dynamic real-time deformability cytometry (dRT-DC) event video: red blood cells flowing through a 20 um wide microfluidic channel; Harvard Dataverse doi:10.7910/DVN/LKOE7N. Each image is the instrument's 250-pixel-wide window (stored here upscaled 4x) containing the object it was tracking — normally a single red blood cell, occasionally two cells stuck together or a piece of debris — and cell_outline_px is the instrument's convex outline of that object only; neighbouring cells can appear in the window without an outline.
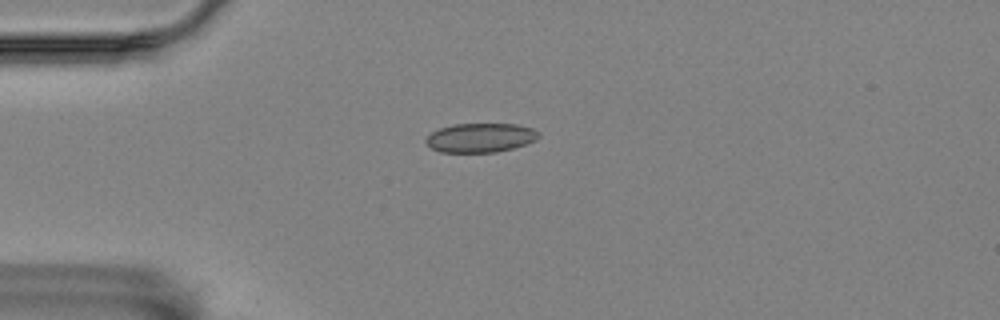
{"species": "Egyptian fruit bat (a non-hibernating species)", "species_latin": "Rousettus aegyptiacus", "temperature_condition": "room temperature", "stored_images_in_passage": 6, "camera_frame_rate_fps": 3000, "um_per_image_px": 0.085, "animal": {"sex": "female"}, "frame": {"image": 1, "passage_image": 2, "time_ms": 0.333, "image_size_px": [1000, 320], "cell_outline_px": [[540, 136], [536, 140], [512, 148], [496, 152], [440, 152], [432, 148], [424, 140], [432, 132], [440, 128], [452, 124], [516, 124], [532, 128], [540, 132]], "centroid_in_image_um": [40.85, 11.7], "position_along_channel_um": 44.2, "area_um2": 19.07}}
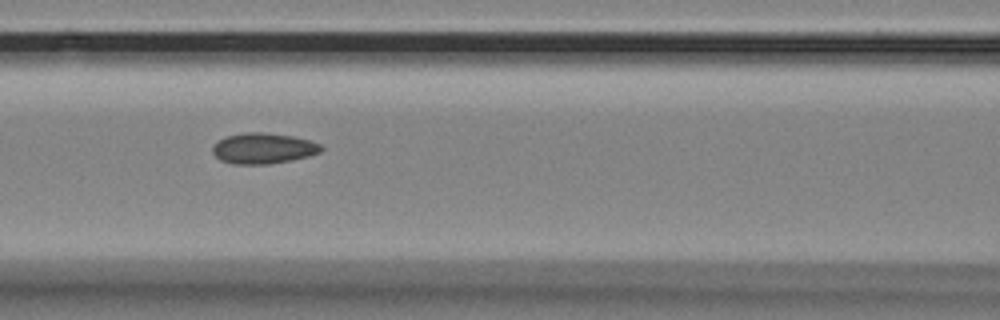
{"frame": {"image": 2, "passage_image": 5, "time_ms": 1.333, "image_size_px": [1000, 320], "cell_outline_px": [[324, 148], [320, 152], [308, 156], [292, 160], [268, 164], [232, 164], [220, 160], [212, 152], [212, 144], [216, 140], [224, 136], [244, 132], [264, 132], [292, 136], [308, 140], [320, 144]], "centroid_in_image_um": [22.32, 12.6], "position_along_channel_um": 144.3, "area_um2": 19.65}}
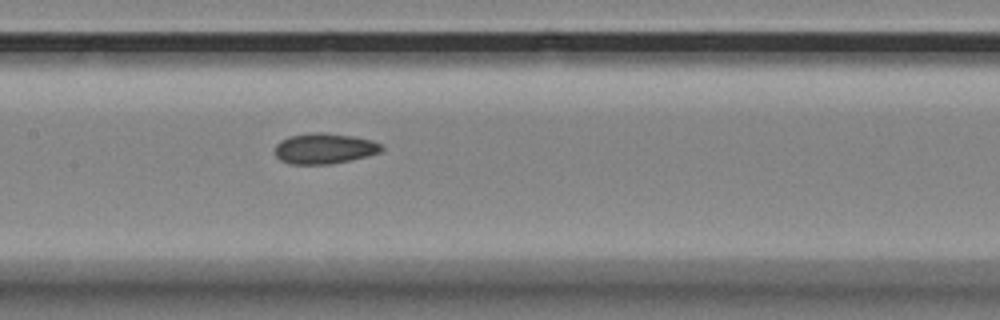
{"frame": {"image": 3, "passage_image": 6, "time_ms": 1.667, "image_size_px": [1000, 320], "cell_outline_px": [[384, 148], [380, 152], [368, 156], [332, 164], [288, 164], [280, 160], [276, 156], [276, 144], [280, 140], [288, 136], [312, 132], [324, 132], [352, 136], [372, 140], [380, 144]], "centroid_in_image_um": [27.56, 12.62], "position_along_channel_um": 179.8, "area_um2": 19.13}}